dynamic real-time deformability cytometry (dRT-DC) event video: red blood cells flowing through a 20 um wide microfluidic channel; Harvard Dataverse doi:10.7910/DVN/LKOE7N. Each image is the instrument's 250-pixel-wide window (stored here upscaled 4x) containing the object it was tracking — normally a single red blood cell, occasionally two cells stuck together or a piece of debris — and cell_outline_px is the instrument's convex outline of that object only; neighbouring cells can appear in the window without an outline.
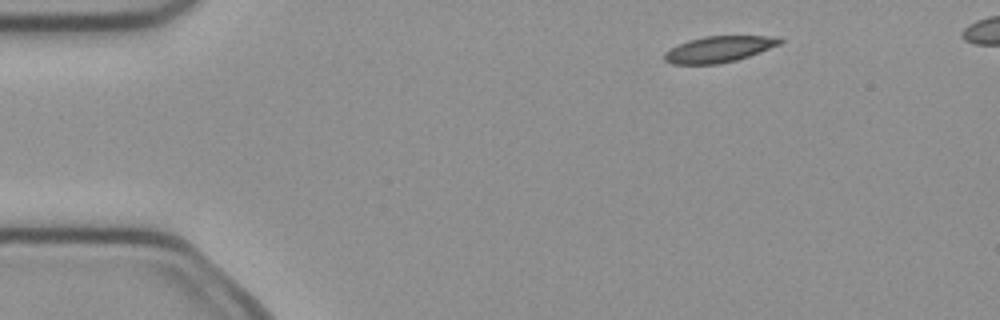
{"species": "common noctule bat (a hibernating species)", "species_latin": "Nyctalus noctula", "temperature_condition": "cold", "stored_images_in_passage": 3, "camera_frame_rate_fps": 3000, "um_per_image_px": 0.085, "animal": {"sex": "female", "body_mass_g": 21.9}, "frame": {"image": 1, "passage_image": 1, "time_ms": 0.0, "image_size_px": [1000, 320], "cell_outline_px": [[784, 40], [780, 44], [760, 52], [736, 60], [720, 64], [672, 64], [664, 60], [664, 52], [688, 40], [704, 36], [780, 36]], "centroid_in_image_um": [61.13, 4.18], "position_along_channel_um": 23.9, "area_um2": 17.57}}